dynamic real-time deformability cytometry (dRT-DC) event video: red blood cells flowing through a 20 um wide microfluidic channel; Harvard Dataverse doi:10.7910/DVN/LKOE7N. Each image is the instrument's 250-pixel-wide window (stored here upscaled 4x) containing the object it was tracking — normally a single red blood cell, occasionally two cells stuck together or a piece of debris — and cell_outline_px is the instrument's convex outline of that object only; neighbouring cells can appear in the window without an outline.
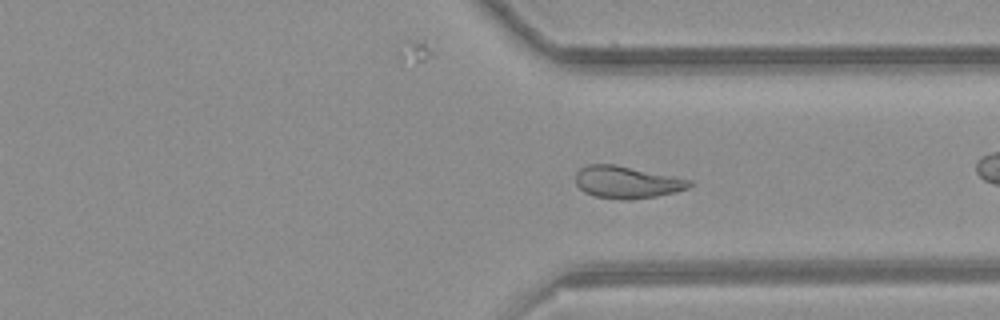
{"species": "common noctule bat (a hibernating species)", "species_latin": "Nyctalus noctula", "temperature_condition": "room temperature", "stored_images_in_passage": 55, "camera_frame_rate_fps": 3000, "um_per_image_px": 0.085, "animal": {"sex": "female", "body_mass_g": 21.9}, "frame": {"image": 1, "passage_image": 40, "time_ms": 13.0, "image_size_px": [1000, 320], "cell_outline_px": [[692, 184], [688, 188], [676, 192], [656, 196], [624, 200], [620, 200], [592, 196], [584, 192], [576, 184], [576, 172], [580, 168], [588, 164], [616, 164], [692, 180]], "centroid_in_image_um": [53.26, 15.49], "position_along_channel_um": 358.1, "area_um2": 21.44}, "authors_computed_cell_mechanics": {"area_um2": 23.1778, "velocity_mm_per_s": 3.8591, "shape_relaxation_time_tau1_ms": null, "shape_relaxation_time_tau2_ms": 7.1092, "deformation_change_tau1": null, "deformation_change_tau2": 0.1613}}